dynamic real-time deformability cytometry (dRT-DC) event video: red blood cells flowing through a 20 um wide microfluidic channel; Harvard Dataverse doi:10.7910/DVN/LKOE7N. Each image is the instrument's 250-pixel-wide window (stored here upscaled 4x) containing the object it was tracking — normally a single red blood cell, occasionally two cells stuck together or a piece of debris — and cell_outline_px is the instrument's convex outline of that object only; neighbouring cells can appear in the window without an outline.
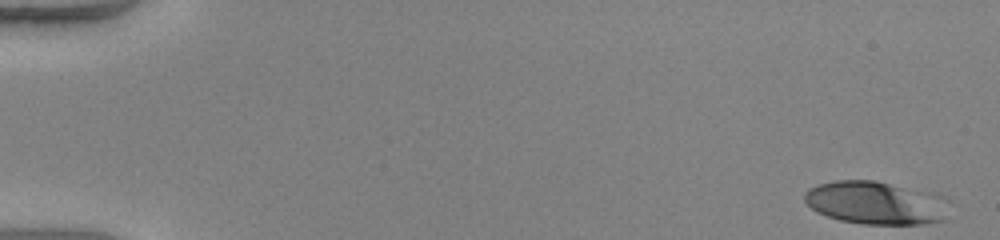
{"species": "human", "species_latin": "Homo sapiens", "temperature_condition": "warm", "stored_images_in_passage": 50, "camera_frame_rate_fps": 3000, "um_per_image_px": 0.085, "donor": {"sex": "female"}, "frame": {"image": 1, "passage_image": 1, "time_ms": 0.0, "image_size_px": [1000, 240], "cell_outline_px": [[948, 200], [944, 220], [924, 224], [860, 224], [840, 220], [816, 212], [804, 200], [804, 192], [808, 188], [820, 184], [836, 180], [872, 180], [940, 192]], "centroid_in_image_um": [74.49, 17.22], "position_along_channel_um": 10.5, "area_um2": 36.93}}
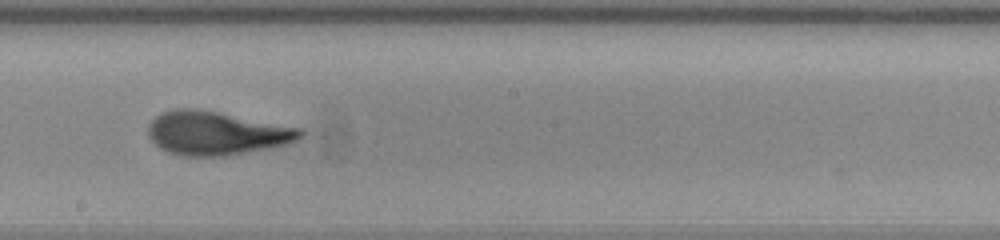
{"frame": {"image": 2, "passage_image": 29, "time_ms": 9.333, "image_size_px": [1000, 240], "cell_outline_px": [[304, 136], [288, 144], [268, 148], [224, 156], [184, 156], [168, 152], [160, 148], [148, 136], [148, 124], [156, 116], [164, 112], [176, 108], [196, 108], [304, 128]], "centroid_in_image_um": [18.41, 11.31], "position_along_channel_um": 229.8, "area_um2": 38.73}}
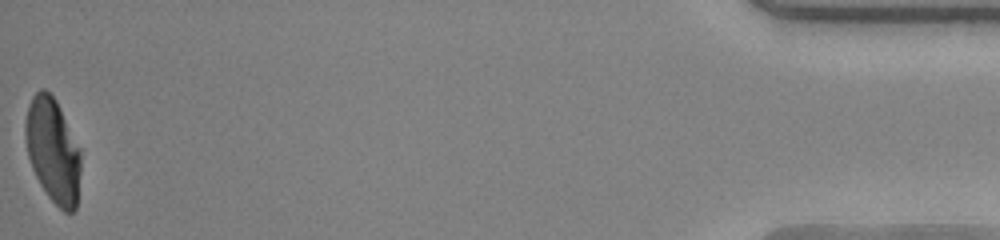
{"frame": {"image": 3, "passage_image": 50, "time_ms": 16.333, "image_size_px": [1000, 240], "cell_outline_px": [[80, 172], [76, 208], [72, 212], [64, 212], [48, 196], [40, 184], [32, 168], [28, 156], [24, 136], [24, 120], [28, 104], [32, 96], [40, 88], [44, 88], [56, 100], [80, 148]], "centroid_in_image_um": [4.47, 12.76], "position_along_channel_um": 430.7, "area_um2": 33.81}, "authors_computed_cell_mechanics": {"area_um2": 36.3273, "velocity_mm_per_s": 4.1273, "shape_relaxation_time_tau1_ms": 7.3786, "shape_relaxation_time_tau2_ms": 0.7685, "deformation_change_tau1": 0.348, "deformation_change_tau2": 0.0765}}